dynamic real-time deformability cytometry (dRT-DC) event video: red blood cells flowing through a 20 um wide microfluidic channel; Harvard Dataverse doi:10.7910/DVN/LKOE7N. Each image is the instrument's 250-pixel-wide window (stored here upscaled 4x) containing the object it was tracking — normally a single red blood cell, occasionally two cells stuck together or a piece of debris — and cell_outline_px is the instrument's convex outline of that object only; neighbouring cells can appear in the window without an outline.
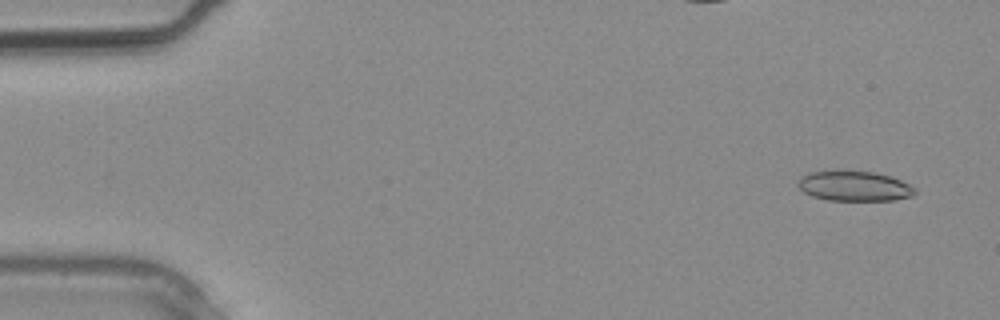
{"species": "common noctule bat (a hibernating species)", "species_latin": "Nyctalus noctula", "temperature_condition": "warm", "stored_images_in_passage": 3, "segment_of_instrument_passage": [2, 2], "camera_frame_rate_fps": 3000, "um_per_image_px": 0.085, "animal": {"sex": "male", "body_mass_g": 20.4}, "frame": {"image": 1, "passage_image": 3, "time_ms": 0.667, "image_size_px": [1000, 320], "cell_outline_px": [[916, 192], [912, 196], [892, 200], [828, 200], [812, 196], [804, 192], [796, 184], [800, 176], [808, 172], [824, 168], [872, 172], [888, 176], [900, 180], [916, 188]], "centroid_in_image_um": [72.52, 15.77], "position_along_channel_um": 12.5, "area_um2": 20.98}}